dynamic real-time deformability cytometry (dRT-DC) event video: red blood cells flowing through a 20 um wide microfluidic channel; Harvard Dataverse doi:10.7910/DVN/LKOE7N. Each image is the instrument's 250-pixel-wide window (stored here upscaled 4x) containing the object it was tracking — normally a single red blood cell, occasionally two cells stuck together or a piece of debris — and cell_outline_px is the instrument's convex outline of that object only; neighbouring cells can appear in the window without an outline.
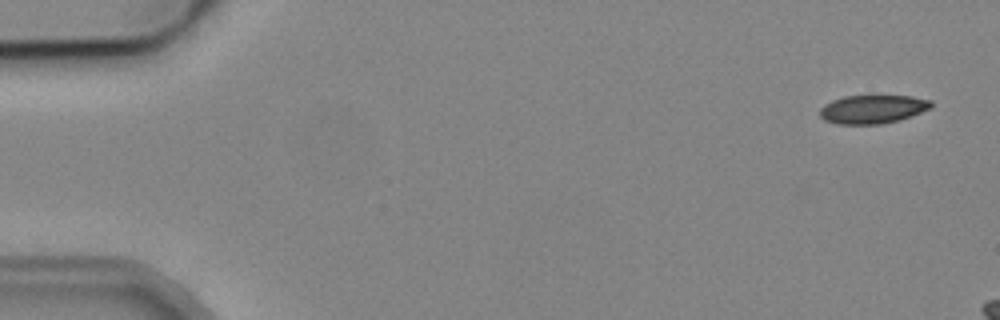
{"species": "common noctule bat (a hibernating species)", "species_latin": "Nyctalus noctula", "temperature_condition": "cold", "stored_images_in_passage": 4, "camera_frame_rate_fps": 3000, "um_per_image_px": 0.085, "animal": {"sex": "male", "body_mass_g": 19.2, "forearm_length_mm": 51.8}, "frame": {"image": 1, "passage_image": 1, "time_ms": 0.0, "image_size_px": [1000, 320], "cell_outline_px": [[932, 108], [900, 120], [880, 124], [836, 124], [824, 120], [820, 116], [820, 108], [824, 104], [832, 100], [844, 96], [872, 92], [912, 96], [932, 100]], "centroid_in_image_um": [74.19, 9.22], "position_along_channel_um": 10.8, "area_um2": 19.59}}